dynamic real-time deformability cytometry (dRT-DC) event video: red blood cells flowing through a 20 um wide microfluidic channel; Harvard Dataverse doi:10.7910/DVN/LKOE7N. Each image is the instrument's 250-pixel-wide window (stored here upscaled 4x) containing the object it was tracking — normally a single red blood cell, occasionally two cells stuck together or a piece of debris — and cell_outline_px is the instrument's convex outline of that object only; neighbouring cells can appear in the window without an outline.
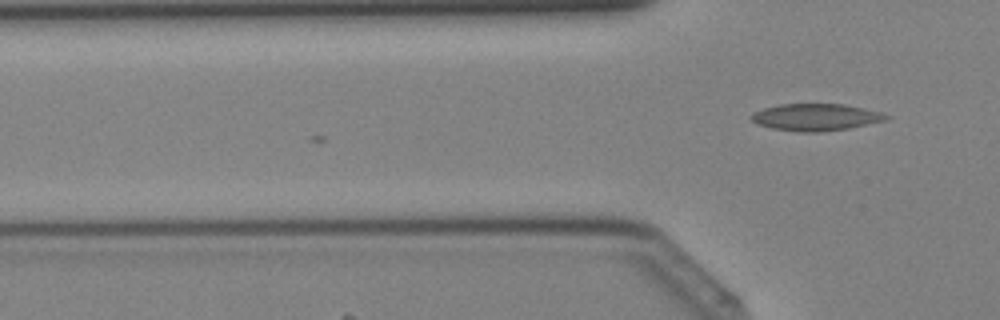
{"species": "Egyptian fruit bat (a non-hibernating species)", "species_latin": "Rousettus aegyptiacus", "temperature_condition": "cold", "stored_images_in_passage": 3, "camera_frame_rate_fps": 3000, "um_per_image_px": 0.085, "animal": {"sex": "female"}, "frame": {"image": 1, "passage_image": 3, "time_ms": 0.667, "image_size_px": [1000, 320], "cell_outline_px": [[892, 116], [888, 120], [848, 128], [820, 132], [800, 132], [772, 128], [756, 124], [748, 116], [752, 112], [764, 108], [780, 104], [844, 104], [864, 108], [880, 112]], "centroid_in_image_um": [69.33, 9.96], "position_along_channel_um": 56.5, "area_um2": 21.33}}